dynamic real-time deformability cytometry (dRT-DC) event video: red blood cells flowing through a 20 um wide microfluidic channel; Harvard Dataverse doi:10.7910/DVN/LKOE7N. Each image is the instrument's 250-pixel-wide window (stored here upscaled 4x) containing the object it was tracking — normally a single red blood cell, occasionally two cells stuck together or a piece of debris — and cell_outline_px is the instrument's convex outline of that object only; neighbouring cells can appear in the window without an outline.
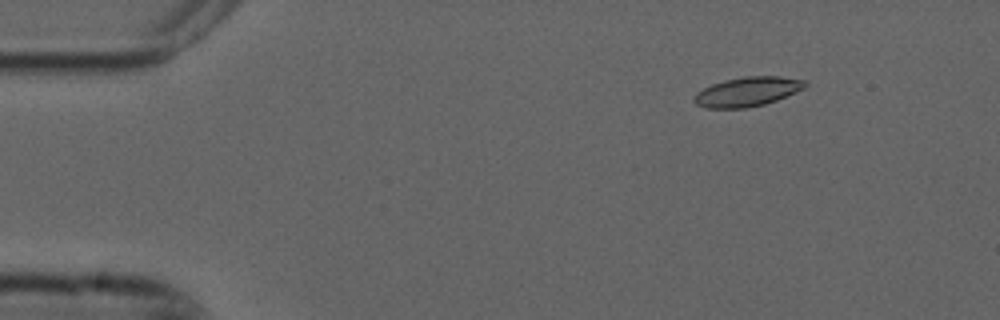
{"species": "common noctule bat (a hibernating species)", "species_latin": "Nyctalus noctula", "temperature_condition": "cold", "stored_images_in_passage": 6, "camera_frame_rate_fps": 3000, "um_per_image_px": 0.085, "animal": {"sex": "male", "forearm_length_mm": 52.5}, "frame": {"image": 1, "passage_image": 2, "time_ms": 0.333, "image_size_px": [1000, 320], "cell_outline_px": [[808, 84], [804, 88], [776, 100], [764, 104], [744, 108], [708, 108], [696, 104], [692, 100], [692, 96], [696, 92], [712, 84], [724, 80], [744, 76], [780, 76], [804, 80]], "centroid_in_image_um": [63.49, 7.79], "position_along_channel_um": 21.5, "area_um2": 18.96}}
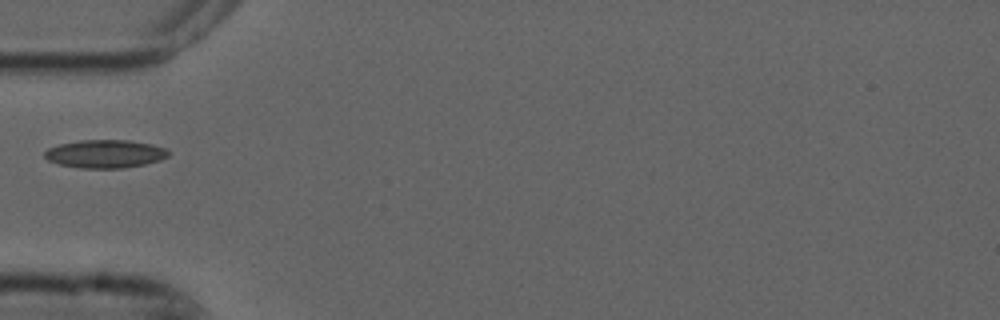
{"frame": {"image": 2, "passage_image": 5, "time_ms": 1.333, "image_size_px": [1000, 320], "cell_outline_px": [[172, 152], [168, 156], [160, 160], [144, 164], [120, 168], [80, 168], [60, 164], [48, 160], [44, 156], [44, 152], [48, 148], [60, 144], [80, 140], [128, 140], [152, 144], [164, 148]], "centroid_in_image_um": [8.95, 13.07], "position_along_channel_um": 76.1, "area_um2": 20.23}}
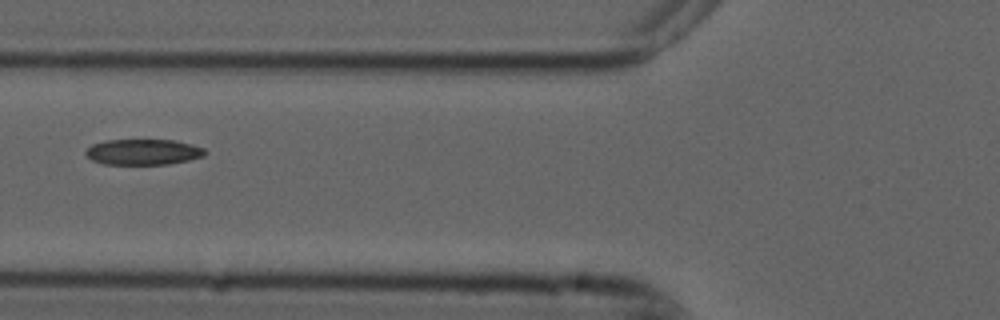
{"frame": {"image": 3, "passage_image": 6, "time_ms": 1.667, "image_size_px": [1000, 320], "cell_outline_px": [[208, 152], [204, 156], [188, 160], [168, 164], [104, 164], [92, 160], [84, 152], [92, 144], [108, 140], [176, 140], [192, 144], [204, 148]], "centroid_in_image_um": [12.21, 12.91], "position_along_channel_um": 113.6, "area_um2": 17.86}}